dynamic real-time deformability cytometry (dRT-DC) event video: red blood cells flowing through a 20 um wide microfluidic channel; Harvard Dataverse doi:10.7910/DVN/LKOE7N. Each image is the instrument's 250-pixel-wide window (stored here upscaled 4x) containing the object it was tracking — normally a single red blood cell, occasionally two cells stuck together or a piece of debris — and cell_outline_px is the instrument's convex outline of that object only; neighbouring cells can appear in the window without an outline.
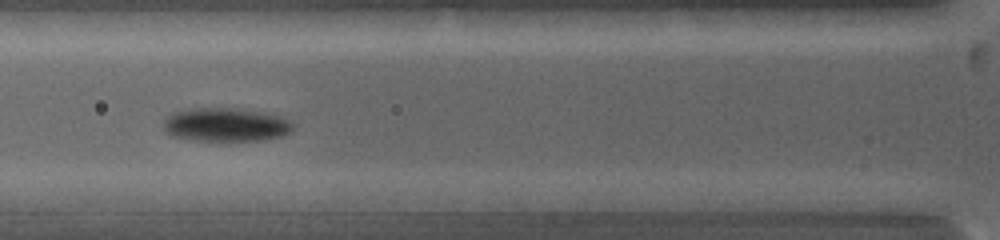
{"species": "common noctule bat (a hibernating species)", "species_latin": "Nyctalus noctula", "temperature_condition": "warm", "stored_images_in_passage": 7, "camera_frame_rate_fps": 5000, "um_per_image_px": 0.085, "animal": {"sex": "female", "body_mass_g": 19.0, "forearm_length_mm": 53.3}, "frame": {"image": 1, "passage_image": 5, "time_ms": 3.4, "image_size_px": [1000, 240], "cell_outline_px": [[296, 124], [288, 132], [280, 136], [260, 140], [196, 140], [172, 136], [164, 132], [164, 116], [172, 112], [188, 108], [236, 108], [268, 112], [280, 116]], "centroid_in_image_um": [19.15, 10.57], "position_along_channel_um": 106.6, "area_um2": 25.55}}
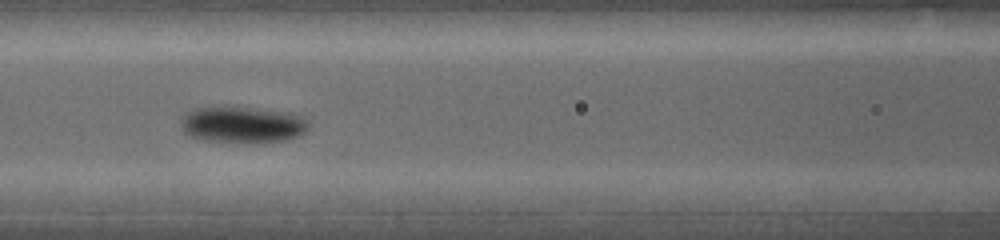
{"frame": {"image": 2, "passage_image": 6, "time_ms": 4.4, "image_size_px": [1000, 240], "cell_outline_px": [[308, 128], [300, 136], [284, 140], [248, 144], [236, 144], [204, 140], [192, 136], [184, 132], [180, 124], [184, 112], [192, 108], [208, 104], [236, 104], [296, 112], [308, 120]], "centroid_in_image_um": [20.59, 10.53], "position_along_channel_um": 146.0, "area_um2": 29.3}}
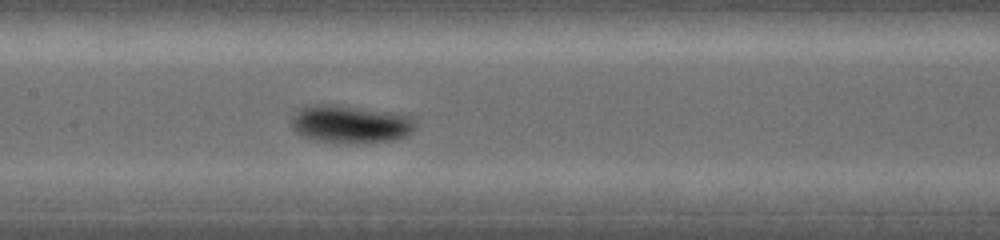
{"frame": {"image": 3, "passage_image": 7, "time_ms": 5.2, "image_size_px": [1000, 240], "cell_outline_px": [[416, 128], [408, 136], [396, 140], [348, 144], [316, 140], [300, 136], [292, 128], [292, 116], [296, 108], [308, 104], [344, 104], [408, 112], [416, 116]], "centroid_in_image_um": [29.89, 10.5], "position_along_channel_um": 177.5, "area_um2": 29.25}}